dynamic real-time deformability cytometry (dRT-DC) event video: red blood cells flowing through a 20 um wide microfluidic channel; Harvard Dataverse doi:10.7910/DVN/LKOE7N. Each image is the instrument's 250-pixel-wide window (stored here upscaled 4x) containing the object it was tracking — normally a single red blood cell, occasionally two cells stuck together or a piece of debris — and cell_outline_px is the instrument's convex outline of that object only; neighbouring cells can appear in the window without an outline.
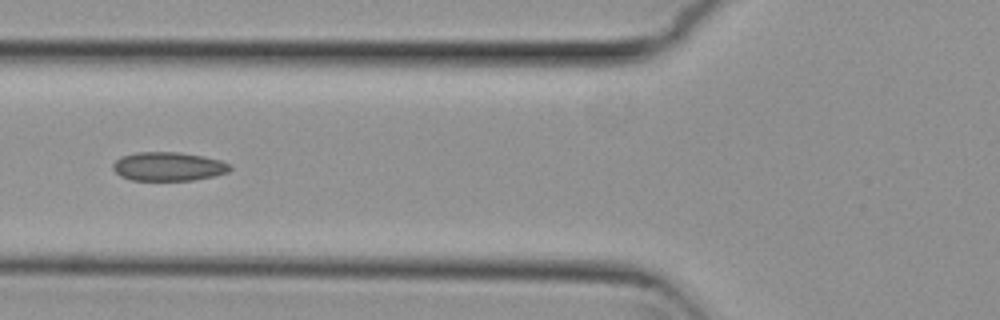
{"species": "common noctule bat (a hibernating species)", "species_latin": "Nyctalus noctula", "temperature_condition": "cold", "stored_images_in_passage": 14, "camera_frame_rate_fps": 3000, "um_per_image_px": 0.085, "animal": {"sex": "female", "body_mass_g": 29.2, "forearm_length_mm": 56.3}, "frame": {"image": 1, "passage_image": 6, "time_ms": 1.667, "image_size_px": [1000, 320], "cell_outline_px": [[232, 168], [228, 172], [212, 176], [192, 180], [132, 180], [120, 176], [112, 168], [112, 164], [120, 156], [136, 152], [180, 152], [204, 156], [220, 160], [232, 164]], "centroid_in_image_um": [14.31, 14.14], "position_along_channel_um": 111.5, "area_um2": 19.77}}